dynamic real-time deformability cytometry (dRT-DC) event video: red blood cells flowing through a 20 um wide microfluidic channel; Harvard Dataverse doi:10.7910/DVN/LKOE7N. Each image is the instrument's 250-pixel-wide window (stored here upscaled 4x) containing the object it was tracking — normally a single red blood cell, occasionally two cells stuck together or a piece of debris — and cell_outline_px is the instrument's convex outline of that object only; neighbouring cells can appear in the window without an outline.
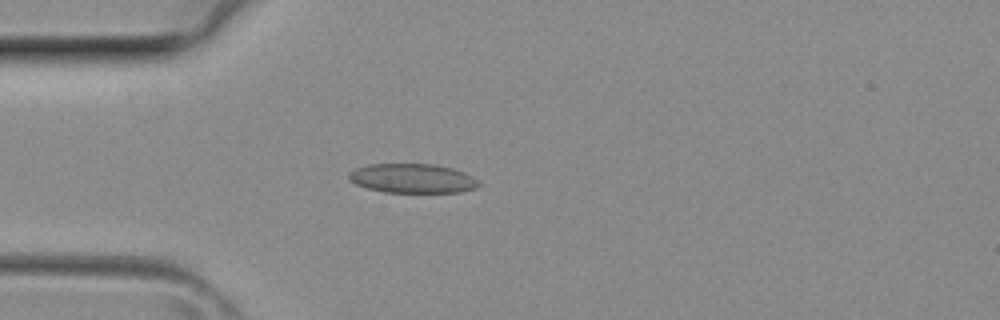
{"species": "common noctule bat (a hibernating species)", "species_latin": "Nyctalus noctula", "temperature_condition": "room temperature", "stored_images_in_passage": 39, "camera_frame_rate_fps": 3000, "um_per_image_px": 0.085, "animal": {"sex": "female", "body_mass_g": 29.2, "forearm_length_mm": 56.3}, "frame": {"image": 1, "passage_image": 11, "time_ms": 3.333, "image_size_px": [1000, 320], "cell_outline_px": [[480, 184], [476, 188], [460, 192], [384, 192], [368, 188], [356, 184], [348, 180], [348, 172], [356, 168], [368, 164], [436, 164], [452, 168], [464, 172], [472, 176]], "centroid_in_image_um": [35.04, 15.16], "position_along_channel_um": 50.0, "area_um2": 22.2}}
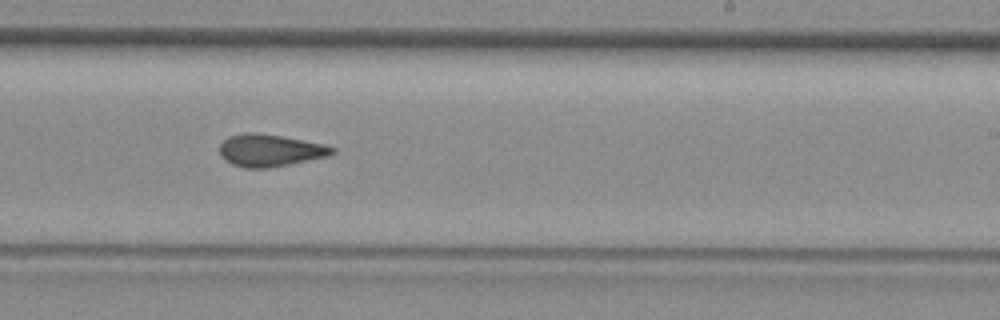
{"frame": {"image": 2, "passage_image": 24, "time_ms": 7.667, "image_size_px": [1000, 320], "cell_outline_px": [[336, 152], [328, 156], [268, 168], [244, 168], [232, 164], [224, 160], [220, 156], [220, 144], [228, 136], [244, 132], [256, 132], [280, 136], [324, 144], [336, 148]], "centroid_in_image_um": [22.92, 12.78], "position_along_channel_um": 266.1, "area_um2": 21.15}}
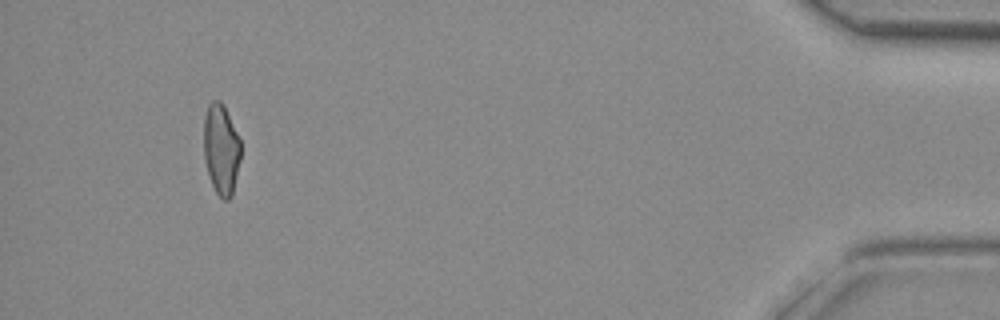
{"frame": {"image": 3, "passage_image": 37, "time_ms": 12.0, "image_size_px": [1000, 320], "cell_outline_px": [[240, 160], [232, 196], [228, 200], [224, 200], [216, 192], [212, 184], [204, 160], [204, 116], [208, 104], [212, 100], [220, 100], [224, 104], [240, 140]], "centroid_in_image_um": [18.79, 12.66], "position_along_channel_um": 416.4, "area_um2": 19.54}}